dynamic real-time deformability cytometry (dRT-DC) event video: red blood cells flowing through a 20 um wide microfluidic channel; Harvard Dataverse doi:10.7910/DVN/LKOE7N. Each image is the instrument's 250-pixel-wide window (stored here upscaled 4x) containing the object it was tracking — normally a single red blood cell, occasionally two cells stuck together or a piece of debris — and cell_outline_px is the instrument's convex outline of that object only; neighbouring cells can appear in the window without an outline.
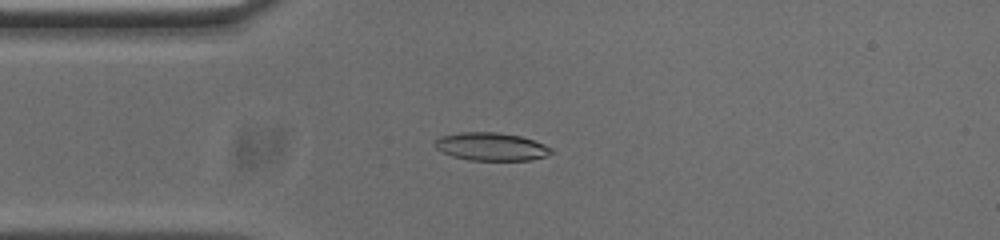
{"species": "common noctule bat (a hibernating species)", "species_latin": "Nyctalus noctula", "temperature_condition": "cold", "stored_images_in_passage": 53, "camera_frame_rate_fps": 3000, "um_per_image_px": 0.085, "animal": {"sex": "male", "body_mass_g": 20.0, "forearm_length_mm": 53.3}, "frame": {"image": 1, "passage_image": 12, "time_ms": 3.667, "image_size_px": [1000, 240], "cell_outline_px": [[552, 152], [544, 156], [532, 160], [468, 160], [452, 156], [440, 152], [436, 148], [436, 140], [440, 136], [460, 132], [496, 132], [520, 136], [544, 144], [552, 148]], "centroid_in_image_um": [41.72, 12.46], "position_along_channel_um": 43.3, "area_um2": 18.9}}
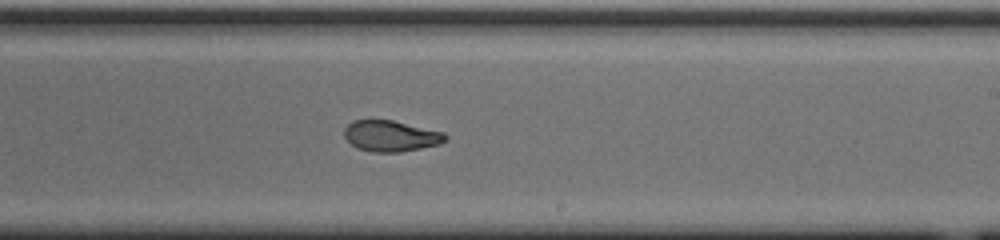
{"frame": {"image": 2, "passage_image": 30, "time_ms": 9.667, "image_size_px": [1000, 240], "cell_outline_px": [[448, 140], [440, 144], [400, 152], [372, 152], [356, 148], [344, 136], [344, 128], [352, 120], [392, 120], [444, 132], [448, 136]], "centroid_in_image_um": [33.23, 11.56], "position_along_channel_um": 255.8, "area_um2": 18.32}}
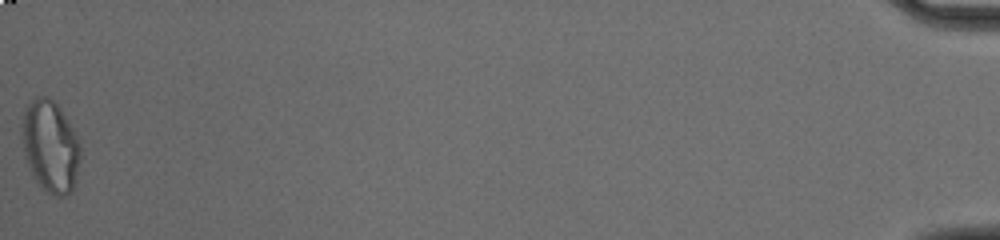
{"frame": {"image": 3, "passage_image": 53, "time_ms": 17.333, "image_size_px": [1000, 240], "cell_outline_px": [[80, 160], [72, 192], [68, 196], [56, 196], [48, 192], [36, 180], [28, 164], [24, 152], [24, 108], [36, 96], [48, 96], [60, 108], [72, 128], [76, 136], [80, 148]], "centroid_in_image_um": [4.31, 12.45], "position_along_channel_um": 430.9, "area_um2": 30.46}, "authors_computed_cell_mechanics": {"area_um2": 19.1318, "velocity_mm_per_s": 3.7419, "shape_relaxation_time_tau1_ms": 9.4838, "shape_relaxation_time_tau2_ms": 2.0757, "deformation_change_tau1": 0.2843, "deformation_change_tau2": 0.0791}}